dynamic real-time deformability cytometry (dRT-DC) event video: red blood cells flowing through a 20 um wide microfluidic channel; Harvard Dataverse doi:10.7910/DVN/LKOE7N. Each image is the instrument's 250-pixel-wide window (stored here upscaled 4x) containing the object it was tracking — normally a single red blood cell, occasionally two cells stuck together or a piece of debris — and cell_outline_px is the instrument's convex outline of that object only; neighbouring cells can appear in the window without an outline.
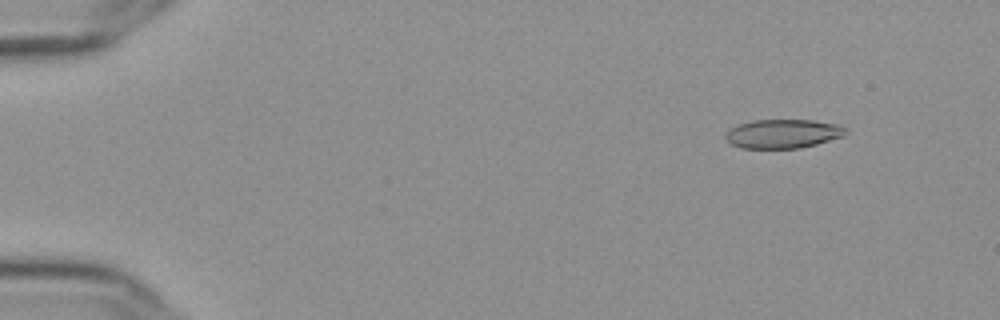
{"species": "Egyptian fruit bat (a non-hibernating species)", "species_latin": "Rousettus aegyptiacus", "temperature_condition": "cold", "stored_images_in_passage": 57, "camera_frame_rate_fps": 3000, "um_per_image_px": 0.085, "frame": {"image": 1, "passage_image": 7, "time_ms": 2.0, "image_size_px": [1000, 320], "cell_outline_px": [[848, 132], [844, 136], [816, 144], [800, 148], [740, 148], [732, 144], [724, 136], [732, 128], [740, 124], [752, 120], [812, 120], [840, 124], [848, 128]], "centroid_in_image_um": [66.62, 11.36], "position_along_channel_um": 18.4, "area_um2": 20.29}}
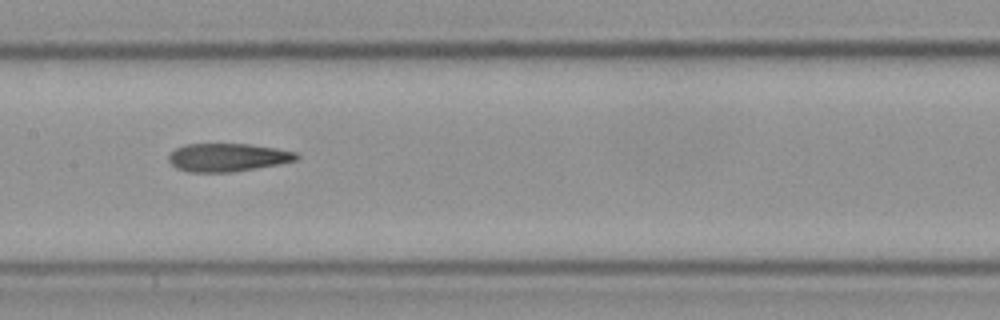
{"frame": {"image": 2, "passage_image": 30, "time_ms": 9.667, "image_size_px": [1000, 320], "cell_outline_px": [[300, 156], [296, 160], [256, 168], [232, 172], [188, 172], [176, 168], [168, 160], [168, 156], [176, 148], [184, 144], [252, 144], [276, 148], [296, 152]], "centroid_in_image_um": [19.33, 13.37], "position_along_channel_um": 188.1, "area_um2": 20.92}}
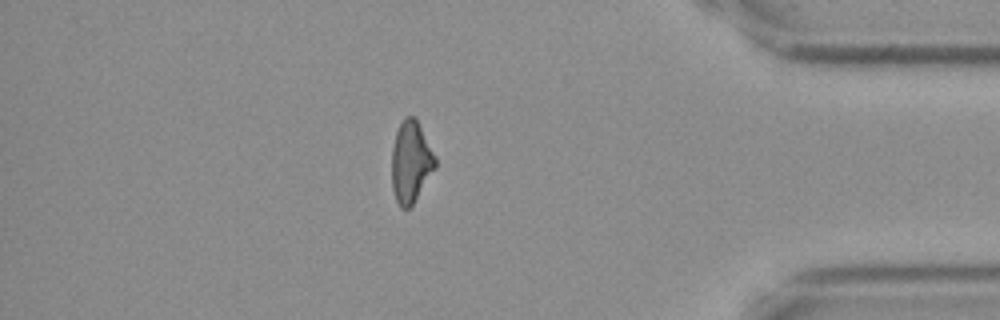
{"frame": {"image": 3, "passage_image": 50, "time_ms": 16.333, "image_size_px": [1000, 320], "cell_outline_px": [[436, 168], [412, 204], [408, 208], [400, 208], [396, 200], [392, 188], [392, 148], [396, 132], [404, 116], [412, 116], [416, 120], [436, 156]], "centroid_in_image_um": [34.92, 13.77], "position_along_channel_um": 400.3, "area_um2": 20.46}, "authors_computed_cell_mechanics": {"area_um2": 21.2704, "velocity_mm_per_s": 3.6426, "shape_relaxation_time_tau1_ms": null, "shape_relaxation_time_tau2_ms": 4.833, "deformation_change_tau1": null, "deformation_change_tau2": 0.1595}}